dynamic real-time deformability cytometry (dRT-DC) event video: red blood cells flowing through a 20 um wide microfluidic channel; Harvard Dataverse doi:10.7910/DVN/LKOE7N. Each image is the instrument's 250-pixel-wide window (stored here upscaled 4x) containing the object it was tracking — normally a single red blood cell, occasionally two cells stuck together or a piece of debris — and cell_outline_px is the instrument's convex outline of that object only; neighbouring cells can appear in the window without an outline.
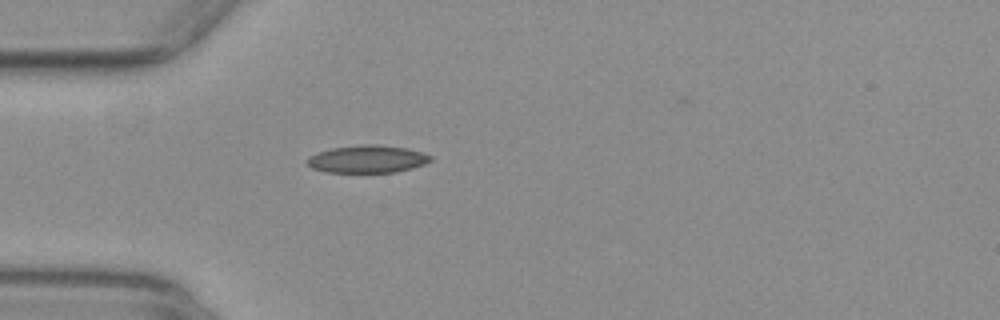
{"species": "common noctule bat (a hibernating species)", "species_latin": "Nyctalus noctula", "temperature_condition": "warm", "stored_images_in_passage": 38, "camera_frame_rate_fps": 3000, "um_per_image_px": 0.085, "animal": {"sex": "female", "body_mass_g": 29.2, "forearm_length_mm": 56.3}, "frame": {"image": 1, "passage_image": 1, "time_ms": 0.0, "image_size_px": [1000, 320], "cell_outline_px": [[432, 160], [424, 164], [412, 168], [396, 172], [324, 172], [312, 168], [308, 164], [308, 156], [316, 152], [332, 148], [360, 144], [376, 144], [408, 148], [432, 156]], "centroid_in_image_um": [31.22, 13.51], "position_along_channel_um": 53.8, "area_um2": 19.88}}
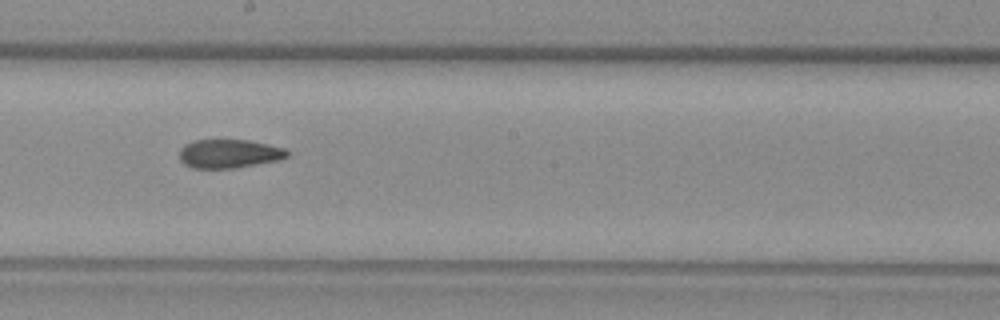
{"frame": {"image": 2, "passage_image": 15, "time_ms": 4.667, "image_size_px": [1000, 320], "cell_outline_px": [[288, 156], [280, 160], [236, 168], [192, 168], [184, 164], [180, 160], [180, 148], [184, 144], [196, 140], [248, 140], [268, 144], [284, 148], [288, 152]], "centroid_in_image_um": [19.47, 13.07], "position_along_channel_um": 228.7, "area_um2": 18.09}}
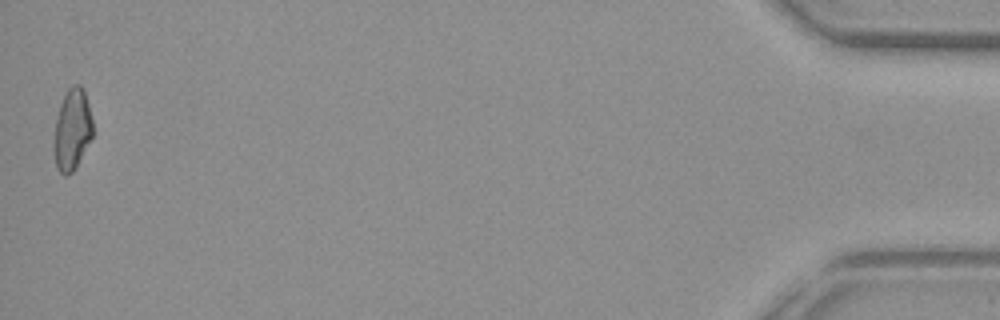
{"frame": {"image": 3, "passage_image": 38, "time_ms": 12.333, "image_size_px": [1000, 320], "cell_outline_px": [[92, 136], [76, 168], [68, 176], [64, 176], [56, 168], [52, 148], [52, 144], [56, 120], [60, 104], [68, 88], [72, 84], [80, 84], [84, 88], [92, 120]], "centroid_in_image_um": [6.11, 11.04], "position_along_channel_um": 429.1, "area_um2": 18.67}, "authors_computed_cell_mechanics": {"area_um2": 18.7272, "velocity_mm_per_s": 3.9106, "shape_relaxation_time_tau1_ms": null, "shape_relaxation_time_tau2_ms": 1.7647, "deformation_change_tau1": null, "deformation_change_tau2": 0.0782}}